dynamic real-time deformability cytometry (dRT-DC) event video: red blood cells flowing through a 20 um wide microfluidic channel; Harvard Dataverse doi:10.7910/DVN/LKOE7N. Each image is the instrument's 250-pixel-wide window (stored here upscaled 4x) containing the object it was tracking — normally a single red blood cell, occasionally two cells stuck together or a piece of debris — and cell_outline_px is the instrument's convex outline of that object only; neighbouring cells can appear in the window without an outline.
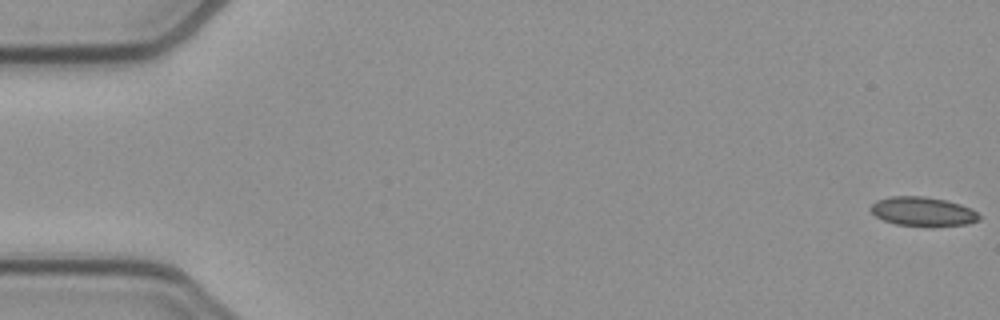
{"species": "common noctule bat (a hibernating species)", "species_latin": "Nyctalus noctula", "temperature_condition": "cold", "stored_images_in_passage": 53, "camera_frame_rate_fps": 3000, "um_per_image_px": 0.085, "animal": {"sex": "female", "body_mass_g": 21.9}, "frame": {"image": 1, "passage_image": 1, "time_ms": 0.0, "image_size_px": [1000, 320], "cell_outline_px": [[980, 220], [968, 224], [896, 224], [884, 220], [876, 216], [868, 208], [876, 200], [892, 196], [924, 196], [944, 200], [960, 204], [972, 208], [980, 216]], "centroid_in_image_um": [78.42, 17.94], "position_along_channel_um": 6.6, "area_um2": 17.8}}
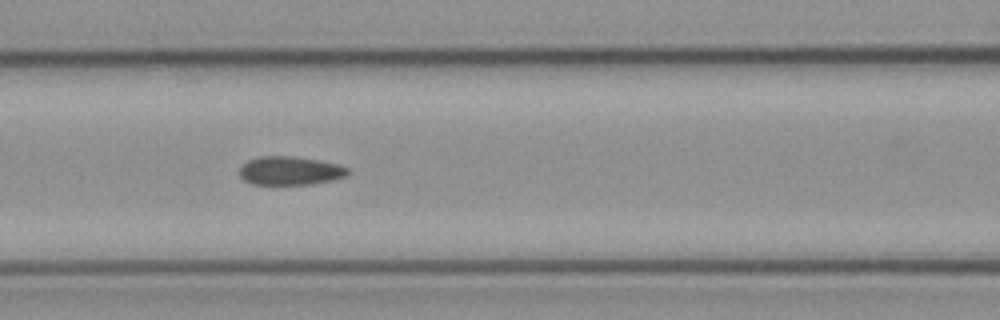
{"frame": {"image": 2, "passage_image": 23, "time_ms": 7.333, "image_size_px": [1000, 320], "cell_outline_px": [[352, 172], [348, 176], [332, 180], [312, 184], [252, 184], [244, 180], [240, 176], [240, 168], [248, 160], [260, 156], [292, 156], [320, 160], [340, 164], [348, 168]], "centroid_in_image_um": [24.72, 14.51], "position_along_channel_um": 141.9, "area_um2": 18.21}}
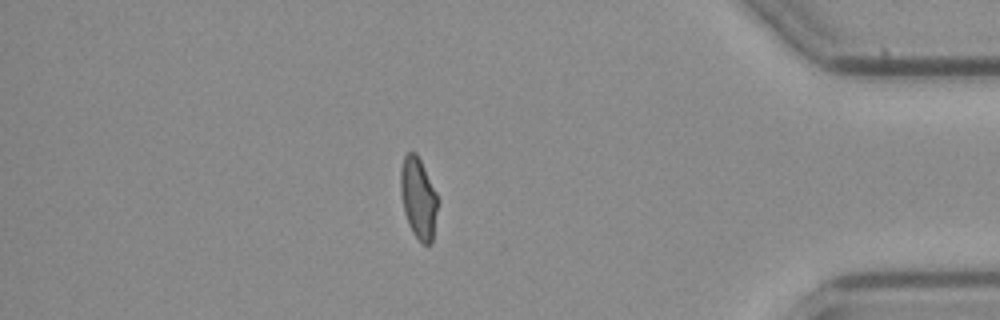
{"frame": {"image": 3, "passage_image": 46, "time_ms": 15.0, "image_size_px": [1000, 320], "cell_outline_px": [[440, 200], [432, 244], [424, 244], [412, 232], [408, 224], [404, 212], [400, 188], [400, 172], [404, 156], [408, 152], [416, 152]], "centroid_in_image_um": [35.58, 16.87], "position_along_channel_um": 399.6, "area_um2": 17.74}, "authors_computed_cell_mechanics": {"area_um2": 18.4382, "velocity_mm_per_s": 3.8663, "shape_relaxation_time_tau1_ms": null, "shape_relaxation_time_tau2_ms": 1.4745, "deformation_change_tau1": null, "deformation_change_tau2": 0.063}}